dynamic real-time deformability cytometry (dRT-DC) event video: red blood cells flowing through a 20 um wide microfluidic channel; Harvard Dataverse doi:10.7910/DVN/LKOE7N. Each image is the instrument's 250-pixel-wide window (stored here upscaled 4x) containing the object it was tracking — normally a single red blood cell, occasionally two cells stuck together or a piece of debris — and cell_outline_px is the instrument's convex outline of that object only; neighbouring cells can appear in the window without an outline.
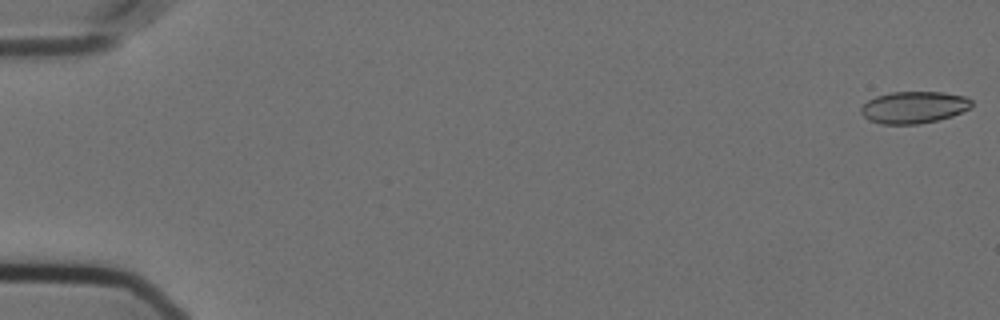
{"species": "Egyptian fruit bat (a non-hibernating species)", "species_latin": "Rousettus aegyptiacus", "temperature_condition": "cold", "stored_images_in_passage": 16, "camera_frame_rate_fps": 3000, "um_per_image_px": 0.085, "animal": {"sex": "female"}, "frame": {"image": 1, "passage_image": 1, "time_ms": 0.0, "image_size_px": [1000, 320], "cell_outline_px": [[972, 104], [968, 108], [952, 116], [920, 124], [880, 124], [868, 120], [860, 112], [860, 108], [868, 100], [876, 96], [892, 92], [944, 92], [964, 96], [972, 100]], "centroid_in_image_um": [77.64, 9.12], "position_along_channel_um": 7.4, "area_um2": 20.52}}
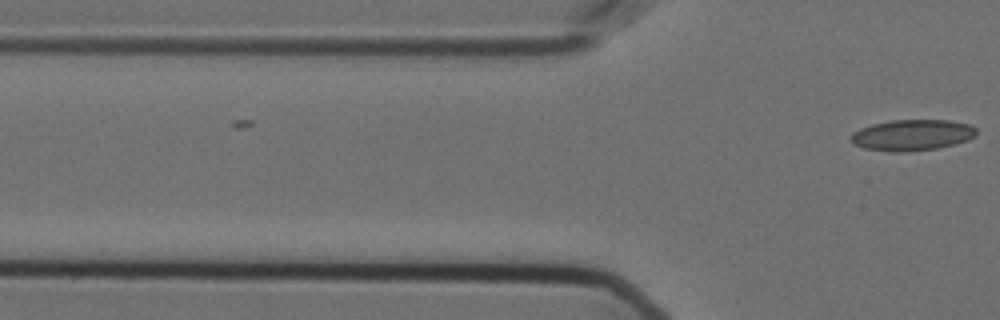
{"frame": {"image": 2, "passage_image": 16, "time_ms": 5.0, "image_size_px": [1000, 320], "cell_outline_px": [[976, 136], [968, 140], [956, 144], [940, 148], [908, 152], [892, 152], [864, 148], [856, 144], [852, 140], [852, 132], [860, 128], [872, 124], [892, 120], [948, 120], [968, 124], [976, 128]], "centroid_in_image_um": [77.57, 11.49], "position_along_channel_um": 48.2, "area_um2": 22.77}}